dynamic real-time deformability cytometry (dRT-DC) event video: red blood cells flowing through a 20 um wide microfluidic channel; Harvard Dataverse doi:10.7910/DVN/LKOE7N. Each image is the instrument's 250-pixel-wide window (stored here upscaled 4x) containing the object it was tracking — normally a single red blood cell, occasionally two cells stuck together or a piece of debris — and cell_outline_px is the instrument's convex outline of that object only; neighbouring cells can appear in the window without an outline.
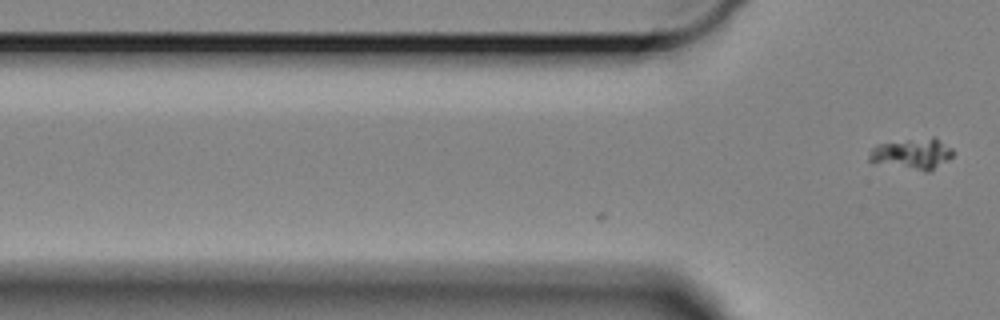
{"species": "Egyptian fruit bat (a non-hibernating species)", "species_latin": "Rousettus aegyptiacus", "temperature_condition": "cold", "stored_images_in_passage": 2, "camera_frame_rate_fps": 3000, "um_per_image_px": 0.085, "animal": {"sex": "female"}, "frame": {"image": 1, "passage_image": 2, "time_ms": 0.333, "image_size_px": [1000, 320], "cell_outline_px": [[956, 152], [948, 160], [928, 172], [924, 172], [868, 160], [868, 152], [872, 148], [880, 144], [932, 136], [952, 148]], "centroid_in_image_um": [77.59, 13.07], "position_along_channel_um": 48.2, "area_um2": 14.91}}